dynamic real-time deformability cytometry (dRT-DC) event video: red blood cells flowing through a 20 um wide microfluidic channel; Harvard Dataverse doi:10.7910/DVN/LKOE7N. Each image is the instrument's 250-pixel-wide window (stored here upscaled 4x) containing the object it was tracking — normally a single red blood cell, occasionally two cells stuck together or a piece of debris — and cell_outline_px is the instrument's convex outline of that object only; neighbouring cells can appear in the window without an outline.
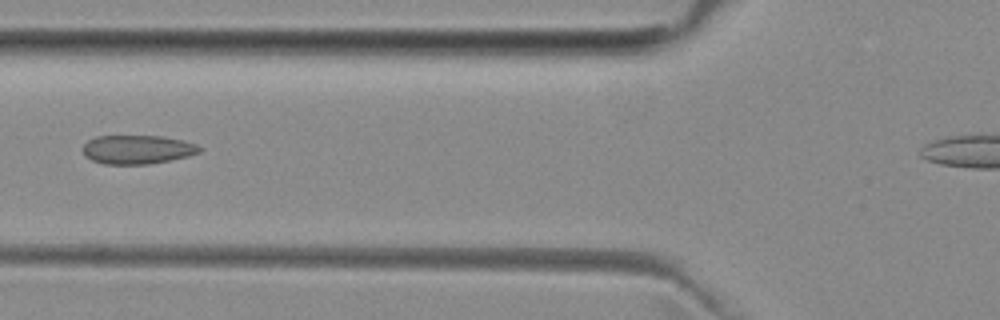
{"species": "common noctule bat (a hibernating species)", "species_latin": "Nyctalus noctula", "temperature_condition": "room temperature", "stored_images_in_passage": 6, "segment_of_instrument_passage": [1, 2], "camera_frame_rate_fps": 3000, "um_per_image_px": 0.085, "animal": {"sex": "female", "body_mass_g": 29.2, "forearm_length_mm": 56.3}, "frame": {"image": 1, "passage_image": 5, "time_ms": 5.0, "image_size_px": [1000, 320], "cell_outline_px": [[204, 148], [200, 152], [188, 156], [148, 164], [104, 164], [92, 160], [84, 156], [84, 144], [88, 140], [96, 136], [160, 136], [184, 140], [196, 144]], "centroid_in_image_um": [11.69, 12.7], "position_along_channel_um": 114.1, "area_um2": 19.59}}